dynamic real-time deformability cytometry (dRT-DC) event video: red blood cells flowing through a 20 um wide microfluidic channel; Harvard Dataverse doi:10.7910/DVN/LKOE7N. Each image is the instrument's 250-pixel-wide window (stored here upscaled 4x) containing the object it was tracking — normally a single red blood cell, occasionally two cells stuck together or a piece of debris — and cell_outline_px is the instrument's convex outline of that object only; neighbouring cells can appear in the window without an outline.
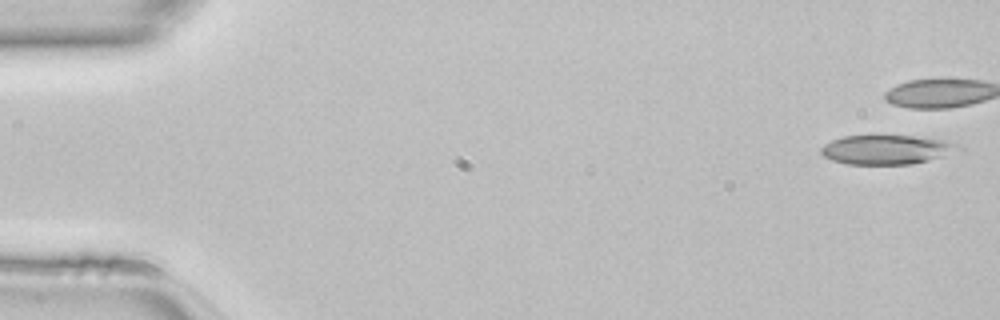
{"species": "common noctule bat (a hibernating species)", "species_latin": "Nyctalus noctula", "temperature_condition": "room temperature", "stored_images_in_passage": 9, "camera_frame_rate_fps": 3000, "um_per_image_px": 0.085, "animal": {"sex": "female", "body_mass_g": 22.7, "forearm_length_mm": 54.2}, "frame": {"image": 1, "passage_image": 1, "time_ms": 0.0, "image_size_px": [1000, 320], "cell_outline_px": [[964, 148], [944, 156], [928, 160], [908, 164], [848, 164], [832, 160], [824, 156], [820, 152], [820, 148], [824, 144], [832, 140], [844, 136], [912, 136], [944, 140], [956, 144]], "centroid_in_image_um": [75.34, 12.72], "position_along_channel_um": 9.7, "area_um2": 23.18}}